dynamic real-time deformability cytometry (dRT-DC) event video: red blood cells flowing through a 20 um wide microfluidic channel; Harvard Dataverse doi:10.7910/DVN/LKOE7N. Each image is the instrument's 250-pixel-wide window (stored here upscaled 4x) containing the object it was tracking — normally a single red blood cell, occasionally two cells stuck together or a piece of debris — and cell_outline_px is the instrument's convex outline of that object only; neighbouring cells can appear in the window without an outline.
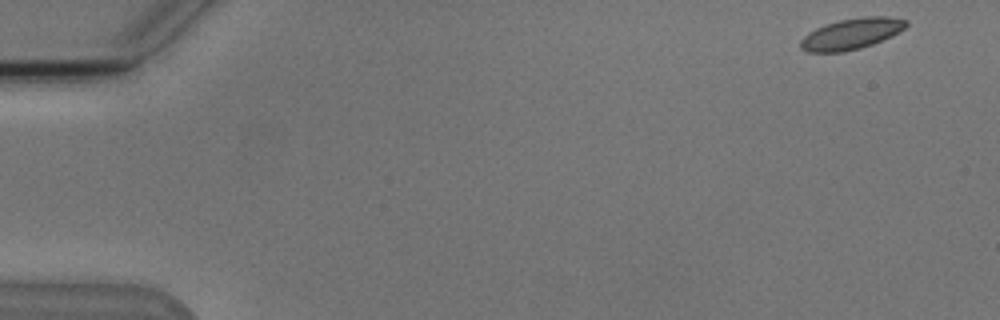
{"species": "Egyptian fruit bat (a non-hibernating species)", "species_latin": "Rousettus aegyptiacus", "temperature_condition": "cold", "stored_images_in_passage": 4, "segment_of_instrument_passage": [2, 2], "camera_frame_rate_fps": 3000, "um_per_image_px": 0.085, "animal": {"sex": "male"}, "frame": {"image": 1, "passage_image": 4, "time_ms": 3.667, "image_size_px": [1000, 320], "cell_outline_px": [[908, 24], [904, 28], [892, 36], [872, 44], [860, 48], [844, 52], [808, 52], [800, 48], [800, 40], [808, 32], [824, 24], [840, 20], [864, 16], [888, 16], [908, 20]], "centroid_in_image_um": [72.36, 2.87], "position_along_channel_um": 12.6, "area_um2": 19.13}}